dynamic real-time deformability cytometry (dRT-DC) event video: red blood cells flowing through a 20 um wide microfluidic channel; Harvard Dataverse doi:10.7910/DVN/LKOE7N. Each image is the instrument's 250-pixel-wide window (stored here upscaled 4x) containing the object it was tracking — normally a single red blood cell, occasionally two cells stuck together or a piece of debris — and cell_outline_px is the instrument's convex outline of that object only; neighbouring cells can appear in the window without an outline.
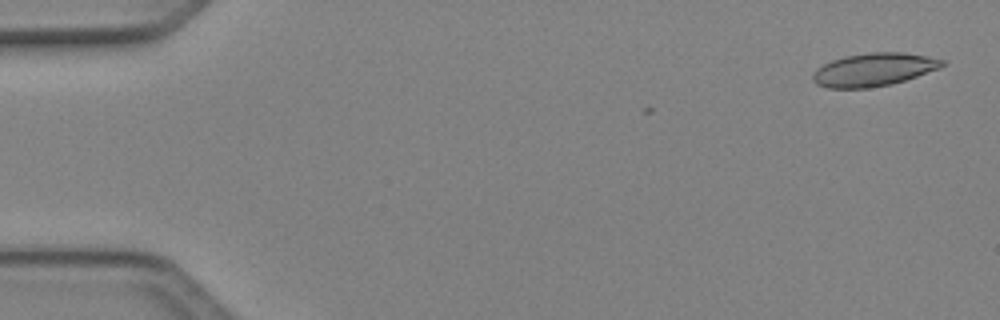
{"species": "Egyptian fruit bat (a non-hibernating species)", "species_latin": "Rousettus aegyptiacus", "temperature_condition": "cold", "stored_images_in_passage": 7, "camera_frame_rate_fps": 3000, "um_per_image_px": 0.085, "animal": {"sex": "female"}, "frame": {"image": 1, "passage_image": 1, "time_ms": 0.0, "image_size_px": [1000, 320], "cell_outline_px": [[944, 64], [940, 68], [892, 84], [868, 88], [828, 88], [816, 84], [812, 80], [812, 76], [816, 68], [832, 60], [844, 56], [868, 52], [904, 52], [944, 60]], "centroid_in_image_um": [74.22, 5.92], "position_along_channel_um": 10.8, "area_um2": 24.85}}